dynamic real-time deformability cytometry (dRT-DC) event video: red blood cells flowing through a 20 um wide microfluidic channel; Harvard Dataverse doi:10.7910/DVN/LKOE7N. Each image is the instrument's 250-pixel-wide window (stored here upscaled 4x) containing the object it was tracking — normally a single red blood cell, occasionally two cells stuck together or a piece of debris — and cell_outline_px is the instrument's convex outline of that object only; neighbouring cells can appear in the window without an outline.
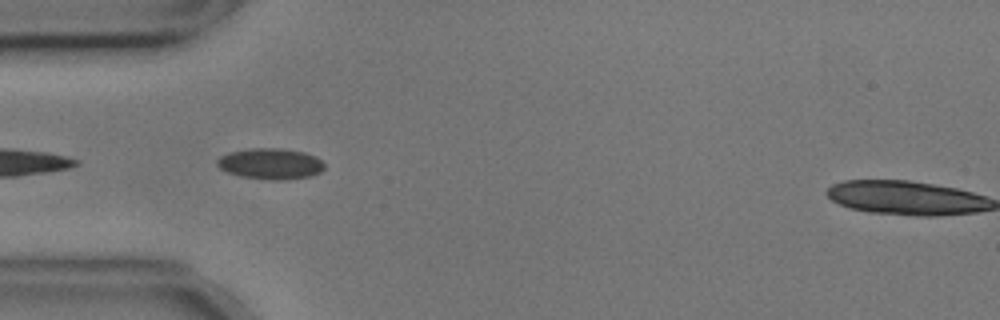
{"species": "common noctule bat (a hibernating species)", "species_latin": "Nyctalus noctula", "temperature_condition": "cold", "stored_images_in_passage": 9, "camera_frame_rate_fps": 3000, "um_per_image_px": 0.085, "animal": {"sex": "male", "body_mass_g": 17.9, "forearm_length_mm": 54.2}, "frame": {"image": 1, "passage_image": 2, "time_ms": 0.333, "image_size_px": [1000, 320], "cell_outline_px": [[324, 168], [320, 172], [312, 176], [284, 180], [272, 180], [240, 176], [228, 172], [220, 168], [216, 164], [216, 160], [220, 156], [232, 152], [248, 148], [280, 148], [304, 152], [316, 156], [324, 164]], "centroid_in_image_um": [23.0, 13.92], "position_along_channel_um": 62.0, "area_um2": 19.36}}